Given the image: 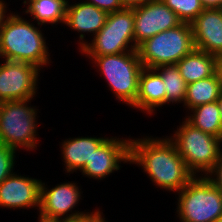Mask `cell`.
Returning <instances> with one entry per match:
<instances>
[{
  "label": "cell",
  "instance_id": "cell-1",
  "mask_svg": "<svg viewBox=\"0 0 222 222\" xmlns=\"http://www.w3.org/2000/svg\"><path fill=\"white\" fill-rule=\"evenodd\" d=\"M129 163L141 166L152 183L166 191L179 192L195 177L167 136L131 139Z\"/></svg>",
  "mask_w": 222,
  "mask_h": 222
},
{
  "label": "cell",
  "instance_id": "cell-2",
  "mask_svg": "<svg viewBox=\"0 0 222 222\" xmlns=\"http://www.w3.org/2000/svg\"><path fill=\"white\" fill-rule=\"evenodd\" d=\"M43 36L39 27L11 13L0 28V58L45 67L51 59Z\"/></svg>",
  "mask_w": 222,
  "mask_h": 222
},
{
  "label": "cell",
  "instance_id": "cell-3",
  "mask_svg": "<svg viewBox=\"0 0 222 222\" xmlns=\"http://www.w3.org/2000/svg\"><path fill=\"white\" fill-rule=\"evenodd\" d=\"M182 123L169 139L175 144L187 168L195 176L200 172L201 176H206L219 159L222 139L193 127L185 119Z\"/></svg>",
  "mask_w": 222,
  "mask_h": 222
},
{
  "label": "cell",
  "instance_id": "cell-4",
  "mask_svg": "<svg viewBox=\"0 0 222 222\" xmlns=\"http://www.w3.org/2000/svg\"><path fill=\"white\" fill-rule=\"evenodd\" d=\"M195 49L189 23L165 30L145 40L137 48L143 67L175 65Z\"/></svg>",
  "mask_w": 222,
  "mask_h": 222
},
{
  "label": "cell",
  "instance_id": "cell-5",
  "mask_svg": "<svg viewBox=\"0 0 222 222\" xmlns=\"http://www.w3.org/2000/svg\"><path fill=\"white\" fill-rule=\"evenodd\" d=\"M177 193L181 222H217L222 215V192L205 175L195 176Z\"/></svg>",
  "mask_w": 222,
  "mask_h": 222
},
{
  "label": "cell",
  "instance_id": "cell-6",
  "mask_svg": "<svg viewBox=\"0 0 222 222\" xmlns=\"http://www.w3.org/2000/svg\"><path fill=\"white\" fill-rule=\"evenodd\" d=\"M92 62L107 80L116 99L133 108L138 95L139 76L143 69L138 51L96 56L92 58Z\"/></svg>",
  "mask_w": 222,
  "mask_h": 222
},
{
  "label": "cell",
  "instance_id": "cell-7",
  "mask_svg": "<svg viewBox=\"0 0 222 222\" xmlns=\"http://www.w3.org/2000/svg\"><path fill=\"white\" fill-rule=\"evenodd\" d=\"M27 100L0 103V143L15 149L34 150L37 140V110ZM28 103V105H27ZM23 147V148H22Z\"/></svg>",
  "mask_w": 222,
  "mask_h": 222
},
{
  "label": "cell",
  "instance_id": "cell-8",
  "mask_svg": "<svg viewBox=\"0 0 222 222\" xmlns=\"http://www.w3.org/2000/svg\"><path fill=\"white\" fill-rule=\"evenodd\" d=\"M134 11L124 8L107 15L103 28L81 50L89 59L96 56L135 51Z\"/></svg>",
  "mask_w": 222,
  "mask_h": 222
},
{
  "label": "cell",
  "instance_id": "cell-9",
  "mask_svg": "<svg viewBox=\"0 0 222 222\" xmlns=\"http://www.w3.org/2000/svg\"><path fill=\"white\" fill-rule=\"evenodd\" d=\"M78 187L74 182H67L47 189L45 182L41 183L40 207L37 210L46 216L63 218L68 222L97 218L102 213L99 209L86 213L84 211H72L81 199L82 192Z\"/></svg>",
  "mask_w": 222,
  "mask_h": 222
},
{
  "label": "cell",
  "instance_id": "cell-10",
  "mask_svg": "<svg viewBox=\"0 0 222 222\" xmlns=\"http://www.w3.org/2000/svg\"><path fill=\"white\" fill-rule=\"evenodd\" d=\"M3 62L0 64V103L35 97L41 69L26 62Z\"/></svg>",
  "mask_w": 222,
  "mask_h": 222
},
{
  "label": "cell",
  "instance_id": "cell-11",
  "mask_svg": "<svg viewBox=\"0 0 222 222\" xmlns=\"http://www.w3.org/2000/svg\"><path fill=\"white\" fill-rule=\"evenodd\" d=\"M134 45L136 48L145 40L183 22L161 0H149L134 7Z\"/></svg>",
  "mask_w": 222,
  "mask_h": 222
},
{
  "label": "cell",
  "instance_id": "cell-12",
  "mask_svg": "<svg viewBox=\"0 0 222 222\" xmlns=\"http://www.w3.org/2000/svg\"><path fill=\"white\" fill-rule=\"evenodd\" d=\"M130 140L107 138L90 157L89 163L80 171L85 177L102 180L130 162Z\"/></svg>",
  "mask_w": 222,
  "mask_h": 222
},
{
  "label": "cell",
  "instance_id": "cell-13",
  "mask_svg": "<svg viewBox=\"0 0 222 222\" xmlns=\"http://www.w3.org/2000/svg\"><path fill=\"white\" fill-rule=\"evenodd\" d=\"M41 179L13 172L0 184V207L10 209L40 207Z\"/></svg>",
  "mask_w": 222,
  "mask_h": 222
},
{
  "label": "cell",
  "instance_id": "cell-14",
  "mask_svg": "<svg viewBox=\"0 0 222 222\" xmlns=\"http://www.w3.org/2000/svg\"><path fill=\"white\" fill-rule=\"evenodd\" d=\"M190 25L195 49L222 55V8L204 9Z\"/></svg>",
  "mask_w": 222,
  "mask_h": 222
},
{
  "label": "cell",
  "instance_id": "cell-15",
  "mask_svg": "<svg viewBox=\"0 0 222 222\" xmlns=\"http://www.w3.org/2000/svg\"><path fill=\"white\" fill-rule=\"evenodd\" d=\"M69 4L70 3L67 2L64 24L72 30L80 33L79 50H82L88 43L84 40V37L86 36L84 33H93V36L96 35L103 28L108 14L93 4L83 1L80 3Z\"/></svg>",
  "mask_w": 222,
  "mask_h": 222
},
{
  "label": "cell",
  "instance_id": "cell-16",
  "mask_svg": "<svg viewBox=\"0 0 222 222\" xmlns=\"http://www.w3.org/2000/svg\"><path fill=\"white\" fill-rule=\"evenodd\" d=\"M166 104V89L161 75L152 68L143 67L134 108L153 114L155 108Z\"/></svg>",
  "mask_w": 222,
  "mask_h": 222
},
{
  "label": "cell",
  "instance_id": "cell-17",
  "mask_svg": "<svg viewBox=\"0 0 222 222\" xmlns=\"http://www.w3.org/2000/svg\"><path fill=\"white\" fill-rule=\"evenodd\" d=\"M107 139V137H76L63 140L62 157L65 172H76L82 170L90 160L93 152Z\"/></svg>",
  "mask_w": 222,
  "mask_h": 222
},
{
  "label": "cell",
  "instance_id": "cell-18",
  "mask_svg": "<svg viewBox=\"0 0 222 222\" xmlns=\"http://www.w3.org/2000/svg\"><path fill=\"white\" fill-rule=\"evenodd\" d=\"M175 65L184 81L189 84L213 76L216 73L217 57L194 49Z\"/></svg>",
  "mask_w": 222,
  "mask_h": 222
},
{
  "label": "cell",
  "instance_id": "cell-19",
  "mask_svg": "<svg viewBox=\"0 0 222 222\" xmlns=\"http://www.w3.org/2000/svg\"><path fill=\"white\" fill-rule=\"evenodd\" d=\"M69 0H24L27 9L26 14L31 15L37 21L38 26L44 24H64L66 6Z\"/></svg>",
  "mask_w": 222,
  "mask_h": 222
},
{
  "label": "cell",
  "instance_id": "cell-20",
  "mask_svg": "<svg viewBox=\"0 0 222 222\" xmlns=\"http://www.w3.org/2000/svg\"><path fill=\"white\" fill-rule=\"evenodd\" d=\"M221 92L222 86L216 72L213 76L187 84L183 106L191 110L199 105L216 102Z\"/></svg>",
  "mask_w": 222,
  "mask_h": 222
},
{
  "label": "cell",
  "instance_id": "cell-21",
  "mask_svg": "<svg viewBox=\"0 0 222 222\" xmlns=\"http://www.w3.org/2000/svg\"><path fill=\"white\" fill-rule=\"evenodd\" d=\"M191 114L184 118L193 127L222 139V119L218 103L211 102L199 105L190 110Z\"/></svg>",
  "mask_w": 222,
  "mask_h": 222
},
{
  "label": "cell",
  "instance_id": "cell-22",
  "mask_svg": "<svg viewBox=\"0 0 222 222\" xmlns=\"http://www.w3.org/2000/svg\"><path fill=\"white\" fill-rule=\"evenodd\" d=\"M155 70L161 75L166 89V104L184 103L187 83L184 81L176 65L159 66Z\"/></svg>",
  "mask_w": 222,
  "mask_h": 222
},
{
  "label": "cell",
  "instance_id": "cell-23",
  "mask_svg": "<svg viewBox=\"0 0 222 222\" xmlns=\"http://www.w3.org/2000/svg\"><path fill=\"white\" fill-rule=\"evenodd\" d=\"M183 23H191L203 10L201 0H161Z\"/></svg>",
  "mask_w": 222,
  "mask_h": 222
},
{
  "label": "cell",
  "instance_id": "cell-24",
  "mask_svg": "<svg viewBox=\"0 0 222 222\" xmlns=\"http://www.w3.org/2000/svg\"><path fill=\"white\" fill-rule=\"evenodd\" d=\"M16 150L0 143V184L14 171Z\"/></svg>",
  "mask_w": 222,
  "mask_h": 222
},
{
  "label": "cell",
  "instance_id": "cell-25",
  "mask_svg": "<svg viewBox=\"0 0 222 222\" xmlns=\"http://www.w3.org/2000/svg\"><path fill=\"white\" fill-rule=\"evenodd\" d=\"M84 2L93 4L107 14L124 9L120 0H85Z\"/></svg>",
  "mask_w": 222,
  "mask_h": 222
},
{
  "label": "cell",
  "instance_id": "cell-26",
  "mask_svg": "<svg viewBox=\"0 0 222 222\" xmlns=\"http://www.w3.org/2000/svg\"><path fill=\"white\" fill-rule=\"evenodd\" d=\"M206 177L222 192V149L214 168Z\"/></svg>",
  "mask_w": 222,
  "mask_h": 222
},
{
  "label": "cell",
  "instance_id": "cell-27",
  "mask_svg": "<svg viewBox=\"0 0 222 222\" xmlns=\"http://www.w3.org/2000/svg\"><path fill=\"white\" fill-rule=\"evenodd\" d=\"M6 2L3 0H0V28L4 25L6 22L7 18L10 16L11 12L6 15L7 7H6Z\"/></svg>",
  "mask_w": 222,
  "mask_h": 222
},
{
  "label": "cell",
  "instance_id": "cell-28",
  "mask_svg": "<svg viewBox=\"0 0 222 222\" xmlns=\"http://www.w3.org/2000/svg\"><path fill=\"white\" fill-rule=\"evenodd\" d=\"M149 0H120L124 8H134L143 5Z\"/></svg>",
  "mask_w": 222,
  "mask_h": 222
},
{
  "label": "cell",
  "instance_id": "cell-29",
  "mask_svg": "<svg viewBox=\"0 0 222 222\" xmlns=\"http://www.w3.org/2000/svg\"><path fill=\"white\" fill-rule=\"evenodd\" d=\"M204 9L222 8V0H201Z\"/></svg>",
  "mask_w": 222,
  "mask_h": 222
},
{
  "label": "cell",
  "instance_id": "cell-30",
  "mask_svg": "<svg viewBox=\"0 0 222 222\" xmlns=\"http://www.w3.org/2000/svg\"><path fill=\"white\" fill-rule=\"evenodd\" d=\"M39 222H68L67 220L63 218H58V217H52V216H46L42 213L39 212V217H38Z\"/></svg>",
  "mask_w": 222,
  "mask_h": 222
},
{
  "label": "cell",
  "instance_id": "cell-31",
  "mask_svg": "<svg viewBox=\"0 0 222 222\" xmlns=\"http://www.w3.org/2000/svg\"><path fill=\"white\" fill-rule=\"evenodd\" d=\"M216 72L218 74V77H219V80H220L221 86H222V55L217 56Z\"/></svg>",
  "mask_w": 222,
  "mask_h": 222
},
{
  "label": "cell",
  "instance_id": "cell-32",
  "mask_svg": "<svg viewBox=\"0 0 222 222\" xmlns=\"http://www.w3.org/2000/svg\"><path fill=\"white\" fill-rule=\"evenodd\" d=\"M217 103H218V108H219L221 119H222V92L220 94V97L217 100Z\"/></svg>",
  "mask_w": 222,
  "mask_h": 222
},
{
  "label": "cell",
  "instance_id": "cell-33",
  "mask_svg": "<svg viewBox=\"0 0 222 222\" xmlns=\"http://www.w3.org/2000/svg\"><path fill=\"white\" fill-rule=\"evenodd\" d=\"M102 215L103 213H101L93 222H106Z\"/></svg>",
  "mask_w": 222,
  "mask_h": 222
},
{
  "label": "cell",
  "instance_id": "cell-34",
  "mask_svg": "<svg viewBox=\"0 0 222 222\" xmlns=\"http://www.w3.org/2000/svg\"><path fill=\"white\" fill-rule=\"evenodd\" d=\"M96 218H87L81 221H77V222H93Z\"/></svg>",
  "mask_w": 222,
  "mask_h": 222
},
{
  "label": "cell",
  "instance_id": "cell-35",
  "mask_svg": "<svg viewBox=\"0 0 222 222\" xmlns=\"http://www.w3.org/2000/svg\"><path fill=\"white\" fill-rule=\"evenodd\" d=\"M217 222H222V215L218 218Z\"/></svg>",
  "mask_w": 222,
  "mask_h": 222
}]
</instances>
